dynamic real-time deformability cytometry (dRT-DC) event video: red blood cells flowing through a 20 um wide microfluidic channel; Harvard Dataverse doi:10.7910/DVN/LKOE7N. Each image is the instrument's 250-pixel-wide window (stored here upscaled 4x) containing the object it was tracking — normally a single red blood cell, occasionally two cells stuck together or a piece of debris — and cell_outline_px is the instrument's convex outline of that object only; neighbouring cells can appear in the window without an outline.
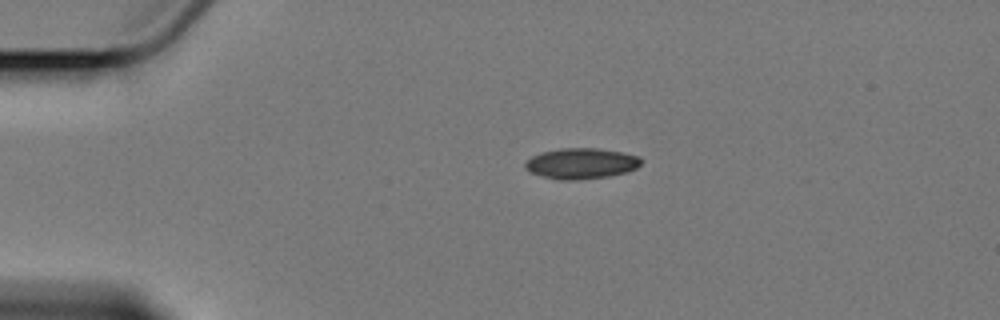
{"species": "Egyptian fruit bat (a non-hibernating species)", "species_latin": "Rousettus aegyptiacus", "temperature_condition": "cold", "stored_images_in_passage": 4, "camera_frame_rate_fps": 3000, "um_per_image_px": 0.085, "animal": {"sex": "female"}, "frame": {"image": 1, "passage_image": 1, "time_ms": 0.0, "image_size_px": [1000, 320], "cell_outline_px": [[644, 160], [636, 168], [628, 172], [608, 176], [576, 180], [560, 180], [528, 172], [524, 168], [524, 164], [532, 156], [540, 152], [560, 148], [600, 148], [624, 152], [640, 156]], "centroid_in_image_um": [49.43, 13.88], "position_along_channel_um": 35.6, "area_um2": 21.04}}
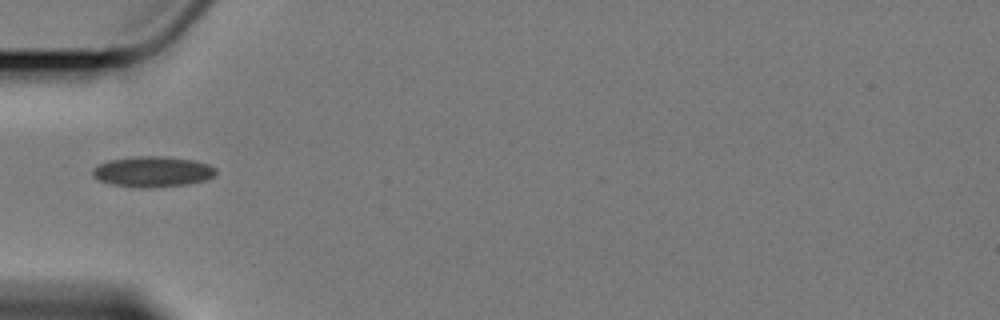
{"frame": {"image": 2, "passage_image": 3, "time_ms": 2.333, "image_size_px": [1000, 320], "cell_outline_px": [[216, 172], [212, 176], [204, 180], [188, 184], [116, 184], [100, 180], [92, 176], [92, 168], [108, 160], [132, 156], [168, 156], [196, 160], [208, 164], [216, 168]], "centroid_in_image_um": [13.0, 14.5], "position_along_channel_um": 72.0, "area_um2": 20.87}}
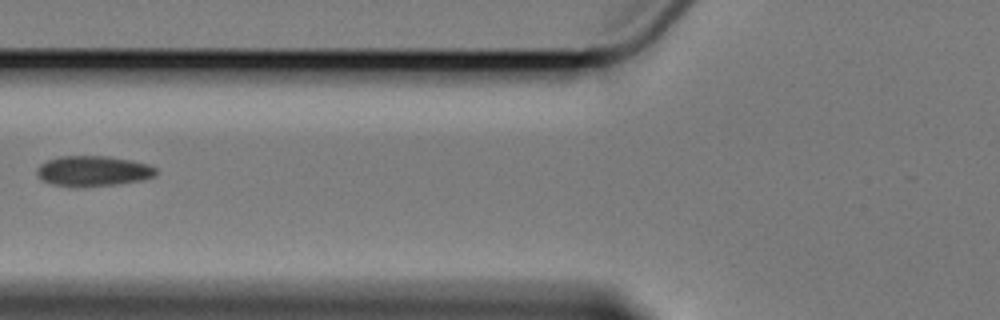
{"frame": {"image": 3, "passage_image": 4, "time_ms": 3.667, "image_size_px": [1000, 320], "cell_outline_px": [[156, 172], [152, 176], [140, 180], [116, 184], [52, 184], [40, 180], [36, 172], [36, 168], [40, 164], [48, 160], [60, 156], [108, 156], [132, 160], [148, 164], [156, 168]], "centroid_in_image_um": [7.89, 14.49], "position_along_channel_um": 117.9, "area_um2": 20.29}}